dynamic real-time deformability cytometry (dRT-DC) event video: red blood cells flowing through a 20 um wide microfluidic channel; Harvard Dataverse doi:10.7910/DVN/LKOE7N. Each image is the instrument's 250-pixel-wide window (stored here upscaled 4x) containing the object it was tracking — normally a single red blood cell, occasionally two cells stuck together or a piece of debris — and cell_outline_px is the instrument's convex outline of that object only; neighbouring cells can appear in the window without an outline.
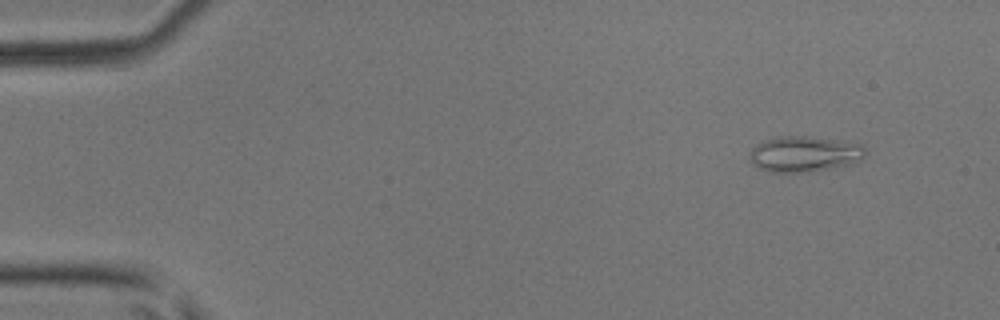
{"species": "common noctule bat (a hibernating species)", "species_latin": "Nyctalus noctula", "temperature_condition": "room temperature", "stored_images_in_passage": 26, "camera_frame_rate_fps": 3000, "um_per_image_px": 0.085, "animal": {"sex": "male", "body_mass_g": 17.9, "forearm_length_mm": 54.2}, "frame": {"image": 1, "passage_image": 2, "time_ms": 0.333, "image_size_px": [1000, 320], "cell_outline_px": [[864, 156], [860, 160], [848, 164], [832, 168], [800, 172], [772, 172], [760, 168], [752, 164], [752, 148], [756, 144], [772, 136], [804, 136], [844, 140], [860, 144], [864, 148]], "centroid_in_image_um": [68.37, 13.06], "position_along_channel_um": 16.6, "area_um2": 23.87}}
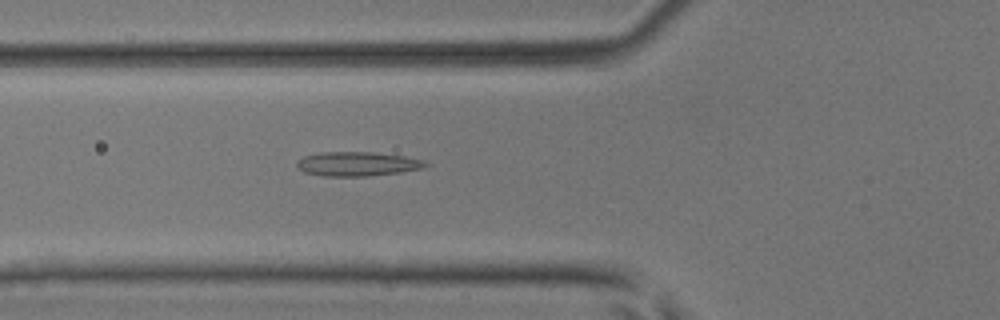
{"frame": {"image": 2, "passage_image": 16, "time_ms": 5.0, "image_size_px": [1000, 320], "cell_outline_px": [[432, 164], [424, 168], [400, 172], [368, 176], [324, 176], [304, 172], [296, 168], [296, 160], [304, 156], [320, 152], [372, 152], [404, 156], [424, 160]], "centroid_in_image_um": [30.37, 13.93], "position_along_channel_um": 95.4, "area_um2": 18.38}}
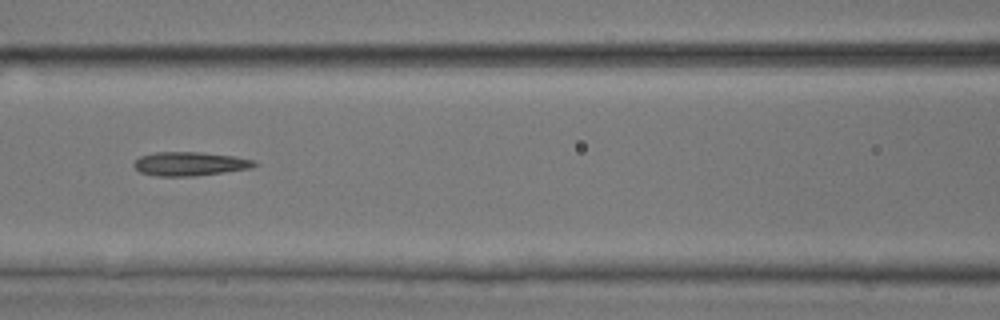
{"frame": {"image": 3, "passage_image": 20, "time_ms": 6.333, "image_size_px": [1000, 320], "cell_outline_px": [[260, 164], [252, 168], [196, 176], [156, 176], [140, 172], [132, 164], [140, 156], [156, 152], [200, 152], [232, 156], [256, 160]], "centroid_in_image_um": [16.17, 13.93], "position_along_channel_um": 150.4, "area_um2": 16.82}}